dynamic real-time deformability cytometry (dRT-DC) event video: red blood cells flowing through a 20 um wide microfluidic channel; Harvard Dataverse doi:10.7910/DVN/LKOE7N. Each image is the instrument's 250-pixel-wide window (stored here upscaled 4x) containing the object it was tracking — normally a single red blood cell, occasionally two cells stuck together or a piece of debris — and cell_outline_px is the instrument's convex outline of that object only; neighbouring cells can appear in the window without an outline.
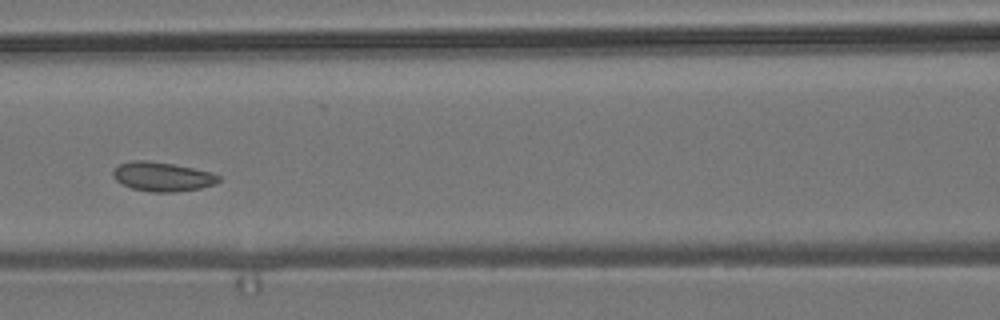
{"species": "common noctule bat (a hibernating species)", "species_latin": "Nyctalus noctula", "temperature_condition": "room temperature", "stored_images_in_passage": 8, "camera_frame_rate_fps": 3000, "um_per_image_px": 0.085, "animal": {"sex": "male", "body_mass_g": 19.2, "forearm_length_mm": 51.8}, "frame": {"image": 1, "passage_image": 4, "time_ms": 4.667, "image_size_px": [1000, 320], "cell_outline_px": [[220, 180], [216, 184], [200, 188], [176, 192], [152, 192], [132, 188], [116, 180], [112, 176], [112, 172], [120, 164], [132, 160], [148, 160], [172, 164], [212, 172], [220, 176]], "centroid_in_image_um": [13.82, 15.01], "position_along_channel_um": 152.8, "area_um2": 17.92}}
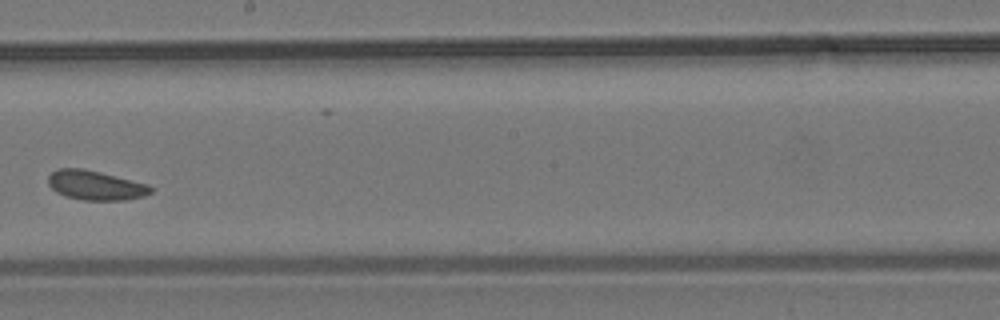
{"frame": {"image": 2, "passage_image": 6, "time_ms": 7.0, "image_size_px": [1000, 320], "cell_outline_px": [[156, 188], [152, 192], [144, 196], [124, 200], [84, 200], [64, 196], [56, 192], [48, 184], [48, 176], [52, 172], [60, 168], [80, 168], [100, 172], [148, 184]], "centroid_in_image_um": [8.14, 15.76], "position_along_channel_um": 240.1, "area_um2": 17.63}}
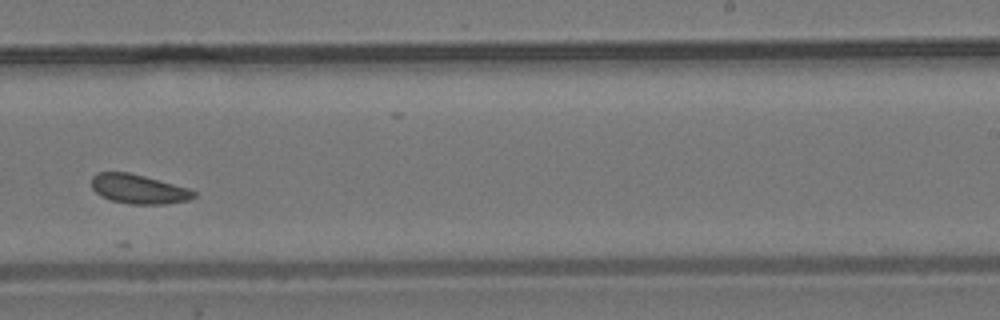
{"frame": {"image": 3, "passage_image": 7, "time_ms": 8.0, "image_size_px": [1000, 320], "cell_outline_px": [[196, 196], [188, 200], [164, 204], [128, 204], [112, 200], [100, 196], [92, 188], [92, 176], [96, 172], [128, 172], [144, 176], [188, 188], [196, 192]], "centroid_in_image_um": [11.76, 16.07], "position_along_channel_um": 277.2, "area_um2": 17.4}}